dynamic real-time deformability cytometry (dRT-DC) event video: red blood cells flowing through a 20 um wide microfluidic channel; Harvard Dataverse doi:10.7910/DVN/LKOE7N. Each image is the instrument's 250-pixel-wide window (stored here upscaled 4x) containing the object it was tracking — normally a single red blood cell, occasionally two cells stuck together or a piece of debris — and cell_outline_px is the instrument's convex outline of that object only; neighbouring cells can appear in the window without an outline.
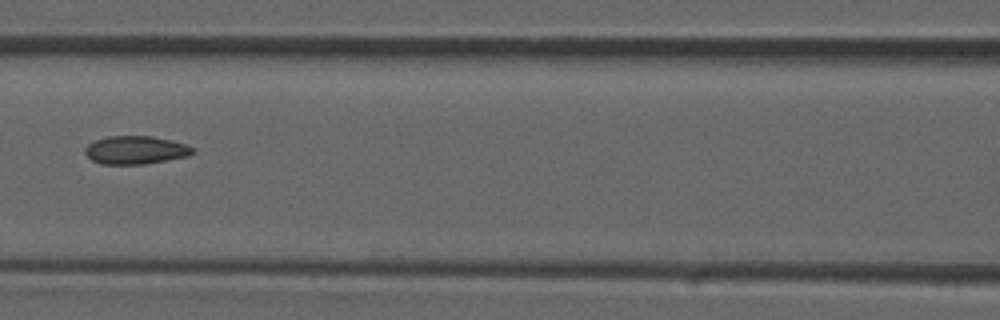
{"species": "common noctule bat (a hibernating species)", "species_latin": "Nyctalus noctula", "temperature_condition": "room temperature", "stored_images_in_passage": 37, "camera_frame_rate_fps": 3000, "um_per_image_px": 0.085, "animal": {"sex": "male", "forearm_length_mm": 52.5}, "frame": {"image": 1, "passage_image": 16, "time_ms": 5.0, "image_size_px": [1000, 320], "cell_outline_px": [[196, 152], [188, 156], [144, 164], [100, 164], [92, 160], [84, 152], [84, 148], [88, 144], [96, 140], [108, 136], [152, 136], [172, 140], [196, 148]], "centroid_in_image_um": [11.54, 12.75], "position_along_channel_um": 155.1, "area_um2": 17.74}}
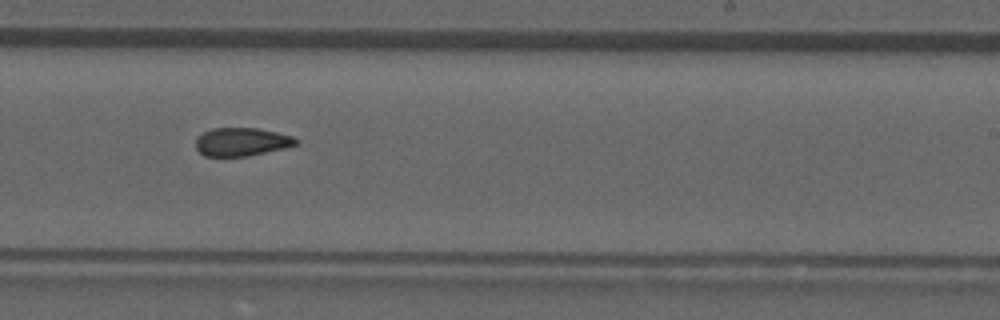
{"frame": {"image": 2, "passage_image": 22, "time_ms": 7.0, "image_size_px": [1000, 320], "cell_outline_px": [[300, 140], [296, 144], [288, 148], [248, 156], [204, 156], [196, 148], [196, 140], [204, 132], [212, 128], [256, 128], [276, 132], [292, 136]], "centroid_in_image_um": [20.58, 12.06], "position_along_channel_um": 268.4, "area_um2": 16.53}}